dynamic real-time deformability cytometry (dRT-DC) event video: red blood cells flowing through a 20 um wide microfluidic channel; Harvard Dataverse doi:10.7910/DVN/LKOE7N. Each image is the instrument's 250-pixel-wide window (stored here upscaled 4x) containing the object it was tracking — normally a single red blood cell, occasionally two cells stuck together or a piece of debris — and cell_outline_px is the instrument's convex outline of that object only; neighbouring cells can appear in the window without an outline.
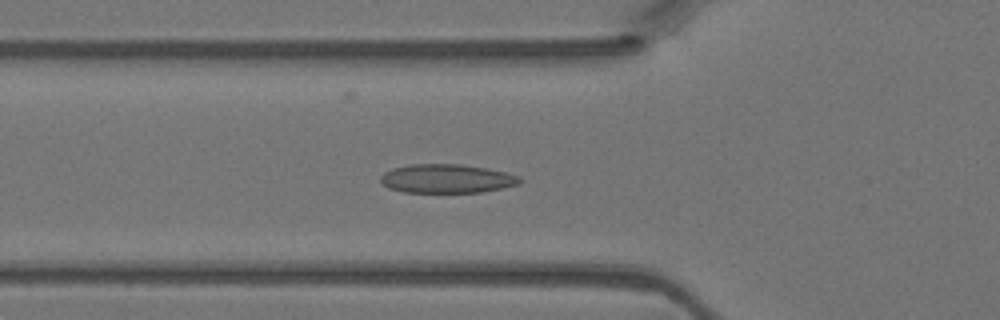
{"species": "Egyptian fruit bat (a non-hibernating species)", "species_latin": "Rousettus aegyptiacus", "temperature_condition": "warm", "stored_images_in_passage": 47, "camera_frame_rate_fps": 3000, "um_per_image_px": 0.085, "animal": {"sex": "female"}, "frame": {"image": 1, "passage_image": 16, "time_ms": 5.0, "image_size_px": [1000, 320], "cell_outline_px": [[524, 180], [520, 184], [480, 192], [404, 192], [388, 188], [380, 180], [380, 176], [384, 172], [392, 168], [408, 164], [460, 164], [488, 168], [520, 176]], "centroid_in_image_um": [37.97, 15.17], "position_along_channel_um": 87.8, "area_um2": 23.47}}
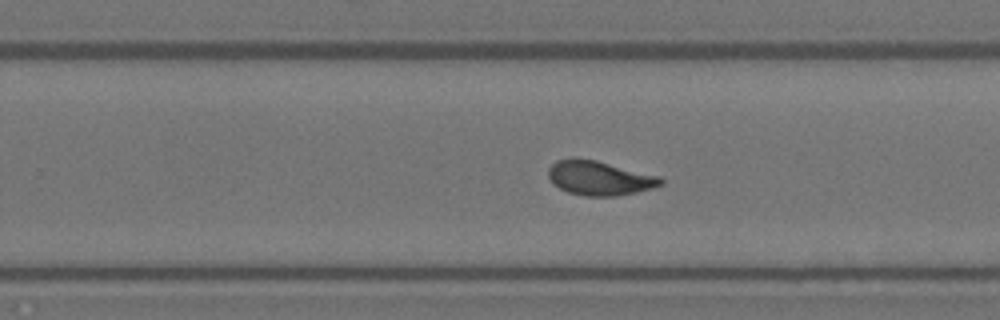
{"frame": {"image": 2, "passage_image": 29, "time_ms": 9.333, "image_size_px": [1000, 320], "cell_outline_px": [[664, 184], [652, 188], [636, 192], [616, 196], [584, 196], [568, 192], [552, 184], [548, 176], [548, 168], [556, 160], [596, 160], [660, 176], [664, 180]], "centroid_in_image_um": [50.98, 15.16], "position_along_channel_um": 278.8, "area_um2": 22.25}}
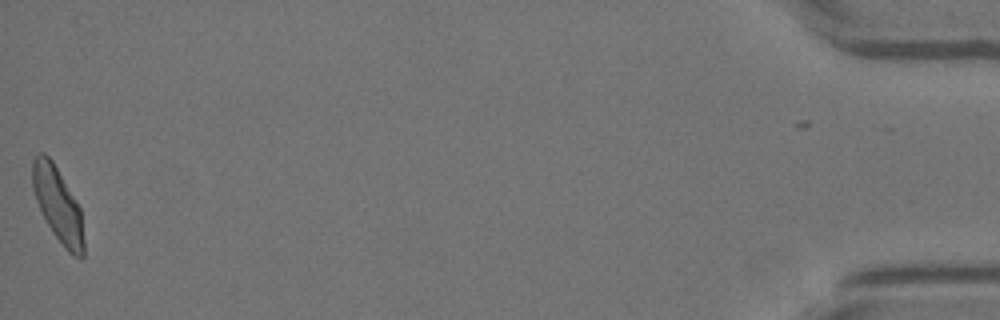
{"frame": {"image": 3, "passage_image": 46, "time_ms": 15.0, "image_size_px": [1000, 320], "cell_outline_px": [[84, 256], [80, 260], [72, 256], [64, 248], [52, 232], [36, 200], [32, 188], [32, 160], [40, 152], [44, 152], [52, 160], [76, 200], [80, 208], [84, 240]], "centroid_in_image_um": [4.93, 17.43], "position_along_channel_um": 430.3, "area_um2": 22.31}}